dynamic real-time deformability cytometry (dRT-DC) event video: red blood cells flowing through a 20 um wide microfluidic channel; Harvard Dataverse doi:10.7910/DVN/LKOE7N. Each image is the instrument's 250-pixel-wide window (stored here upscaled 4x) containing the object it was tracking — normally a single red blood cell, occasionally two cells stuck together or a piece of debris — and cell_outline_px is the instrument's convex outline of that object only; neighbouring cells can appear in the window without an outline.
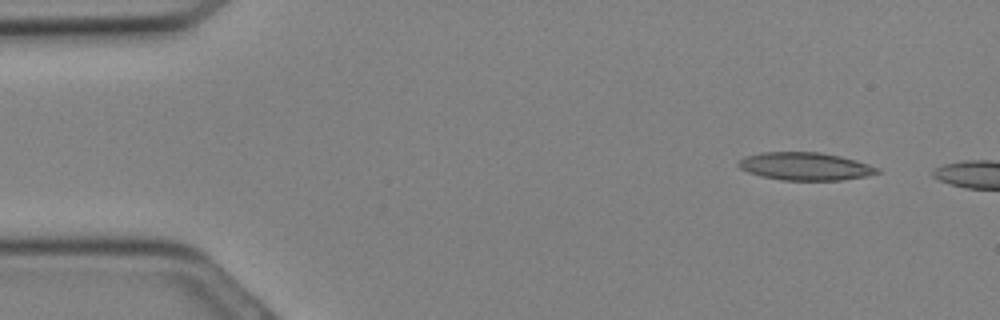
{"species": "Egyptian fruit bat (a non-hibernating species)", "species_latin": "Rousettus aegyptiacus", "temperature_condition": "cold", "stored_images_in_passage": 4, "camera_frame_rate_fps": 3000, "um_per_image_px": 0.085, "animal": {"sex": "female"}, "frame": {"image": 1, "passage_image": 1, "time_ms": 0.0, "image_size_px": [1000, 320], "cell_outline_px": [[880, 172], [868, 176], [840, 180], [784, 180], [764, 176], [748, 172], [740, 168], [736, 164], [744, 156], [764, 152], [820, 152], [840, 156], [856, 160], [880, 168]], "centroid_in_image_um": [68.46, 14.13], "position_along_channel_um": 16.5, "area_um2": 22.43}}